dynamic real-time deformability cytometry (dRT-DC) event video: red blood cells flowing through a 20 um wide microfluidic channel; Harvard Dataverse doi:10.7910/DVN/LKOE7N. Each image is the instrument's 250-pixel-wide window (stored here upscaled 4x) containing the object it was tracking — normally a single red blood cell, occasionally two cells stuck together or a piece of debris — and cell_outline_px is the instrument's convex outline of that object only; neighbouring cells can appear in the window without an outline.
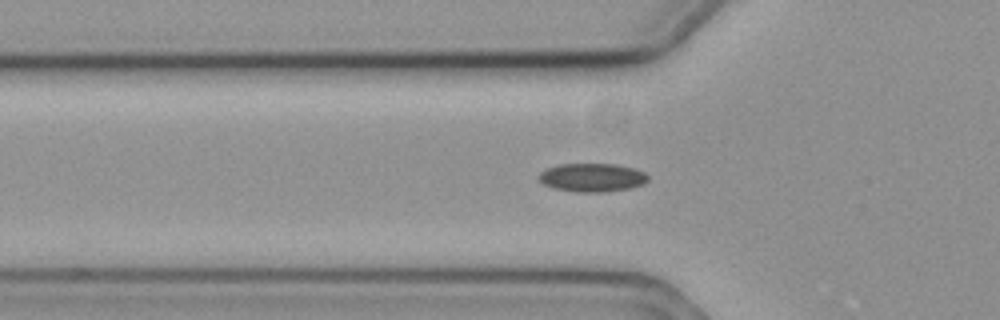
{"species": "common noctule bat (a hibernating species)", "species_latin": "Nyctalus noctula", "temperature_condition": "cold", "stored_images_in_passage": 37, "camera_frame_rate_fps": 3000, "um_per_image_px": 0.085, "animal": {"sex": "female", "body_mass_g": 19.3, "forearm_length_mm": 54.1}, "frame": {"image": 1, "passage_image": 2, "time_ms": 0.333, "image_size_px": [1000, 320], "cell_outline_px": [[648, 180], [644, 184], [628, 188], [604, 192], [576, 192], [552, 188], [544, 184], [536, 176], [544, 168], [560, 164], [616, 164], [632, 168], [644, 172], [648, 176]], "centroid_in_image_um": [50.29, 15.09], "position_along_channel_um": 75.5, "area_um2": 18.21}}
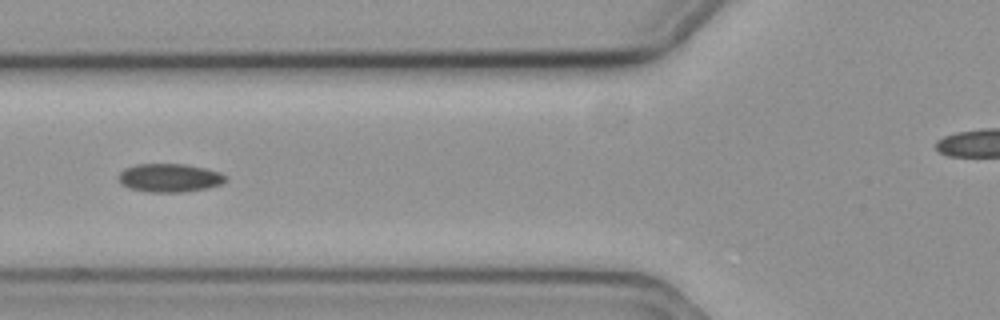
{"frame": {"image": 2, "passage_image": 5, "time_ms": 1.333, "image_size_px": [1000, 320], "cell_outline_px": [[224, 180], [220, 184], [208, 188], [180, 192], [148, 192], [128, 188], [120, 184], [116, 176], [124, 168], [136, 164], [184, 164], [204, 168], [220, 172], [224, 176]], "centroid_in_image_um": [14.32, 15.12], "position_along_channel_um": 111.5, "area_um2": 17.74}}
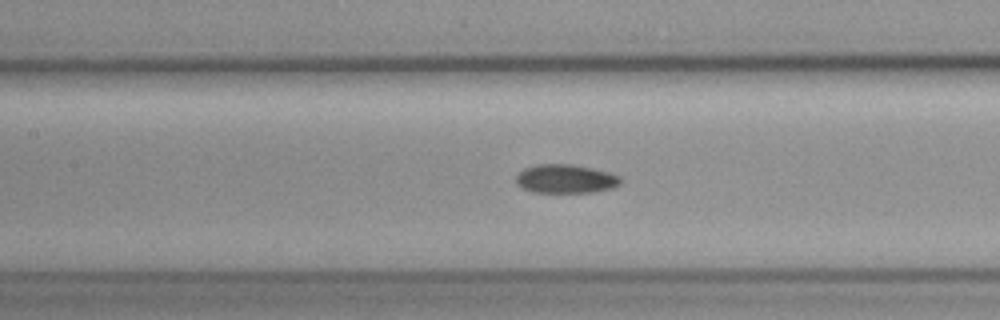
{"frame": {"image": 3, "passage_image": 9, "time_ms": 2.667, "image_size_px": [1000, 320], "cell_outline_px": [[620, 184], [612, 188], [596, 192], [532, 192], [516, 184], [516, 176], [524, 168], [536, 164], [572, 164], [592, 168], [608, 172], [620, 176]], "centroid_in_image_um": [48.07, 15.2], "position_along_channel_um": 159.3, "area_um2": 17.51}}